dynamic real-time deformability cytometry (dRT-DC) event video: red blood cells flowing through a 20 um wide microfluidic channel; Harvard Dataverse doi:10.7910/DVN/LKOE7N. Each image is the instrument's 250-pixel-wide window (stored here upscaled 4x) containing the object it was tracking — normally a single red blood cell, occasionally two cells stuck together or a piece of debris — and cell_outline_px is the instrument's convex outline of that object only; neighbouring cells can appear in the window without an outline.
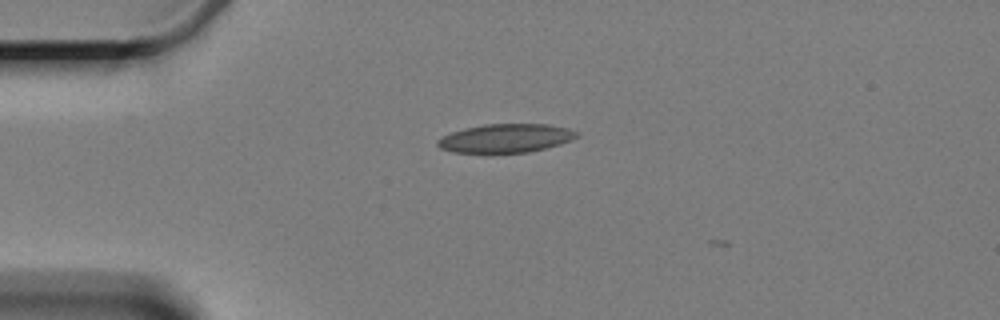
{"species": "Egyptian fruit bat (a non-hibernating species)", "species_latin": "Rousettus aegyptiacus", "temperature_condition": "cold", "stored_images_in_passage": 2, "camera_frame_rate_fps": 3000, "um_per_image_px": 0.085, "animal": {"sex": "female"}, "frame": {"image": 1, "passage_image": 1, "time_ms": 0.0, "image_size_px": [1000, 320], "cell_outline_px": [[580, 136], [560, 144], [528, 152], [452, 152], [440, 148], [436, 144], [436, 140], [452, 132], [464, 128], [484, 124], [548, 124], [568, 128], [580, 132]], "centroid_in_image_um": [43.01, 11.74], "position_along_channel_um": 42.0, "area_um2": 23.12}}